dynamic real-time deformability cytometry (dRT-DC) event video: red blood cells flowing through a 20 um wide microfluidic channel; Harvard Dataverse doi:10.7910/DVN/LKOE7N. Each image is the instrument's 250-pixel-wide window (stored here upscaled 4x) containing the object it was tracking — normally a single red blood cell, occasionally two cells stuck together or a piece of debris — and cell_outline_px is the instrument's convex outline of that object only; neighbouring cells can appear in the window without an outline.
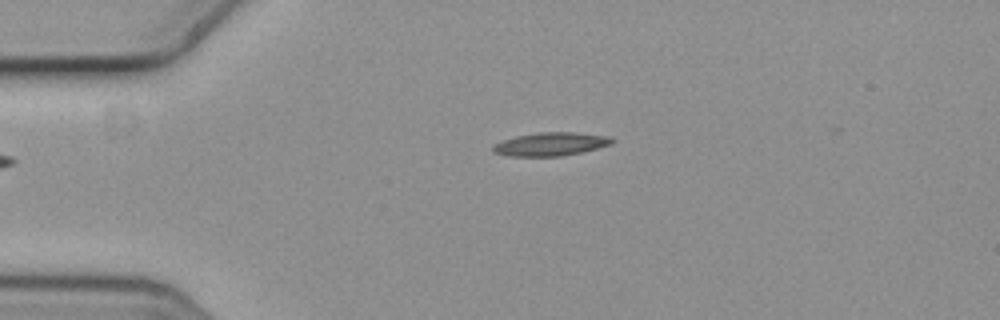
{"species": "common noctule bat (a hibernating species)", "species_latin": "Nyctalus noctula", "temperature_condition": "cold", "stored_images_in_passage": 2, "camera_frame_rate_fps": 3000, "um_per_image_px": 0.085, "animal": {"sex": "female", "body_mass_g": 19.3, "forearm_length_mm": 54.1}, "frame": {"image": 1, "passage_image": 1, "time_ms": 0.0, "image_size_px": [1000, 320], "cell_outline_px": [[616, 140], [612, 144], [580, 152], [560, 156], [508, 156], [492, 152], [492, 148], [496, 144], [504, 140], [516, 136], [540, 132], [576, 132], [612, 136]], "centroid_in_image_um": [46.86, 12.24], "position_along_channel_um": 38.1, "area_um2": 16.18}}